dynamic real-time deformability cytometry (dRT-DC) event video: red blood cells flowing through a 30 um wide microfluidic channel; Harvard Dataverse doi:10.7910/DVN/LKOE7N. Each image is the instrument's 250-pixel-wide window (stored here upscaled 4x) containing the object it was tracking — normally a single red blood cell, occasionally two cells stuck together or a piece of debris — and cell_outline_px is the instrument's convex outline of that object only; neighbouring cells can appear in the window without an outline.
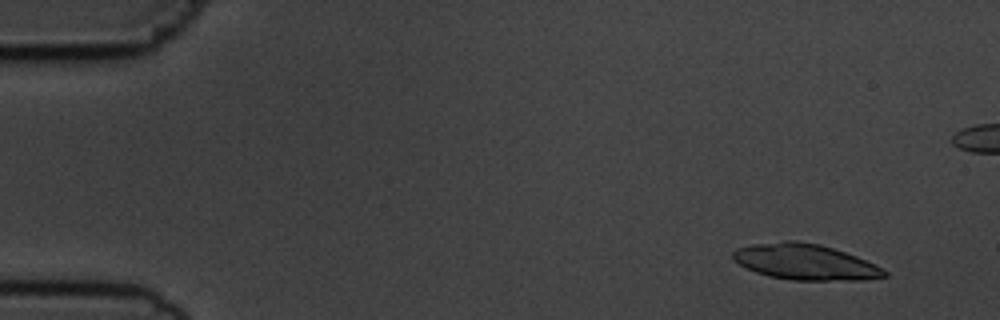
{"species": "common noctule bat (a hibernating species)", "species_latin": "Nyctalus noctula", "temperature_condition": "cold", "stored_images_in_passage": 6, "camera_frame_rate_fps": 3000, "um_per_image_px": 0.085, "animal": {"sex": "male", "body_mass_g": 19.5, "forearm_length_mm": 54.6}, "frame": {"image": 1, "passage_image": 2, "time_ms": 1.333, "image_size_px": [1000, 320], "cell_outline_px": [[888, 276], [860, 280], [792, 280], [768, 276], [756, 272], [732, 260], [732, 252], [736, 248], [752, 244], [784, 240], [796, 240], [820, 244], [856, 256], [888, 272]], "centroid_in_image_um": [68.38, 22.25], "position_along_channel_um": 16.6, "area_um2": 31.44}}